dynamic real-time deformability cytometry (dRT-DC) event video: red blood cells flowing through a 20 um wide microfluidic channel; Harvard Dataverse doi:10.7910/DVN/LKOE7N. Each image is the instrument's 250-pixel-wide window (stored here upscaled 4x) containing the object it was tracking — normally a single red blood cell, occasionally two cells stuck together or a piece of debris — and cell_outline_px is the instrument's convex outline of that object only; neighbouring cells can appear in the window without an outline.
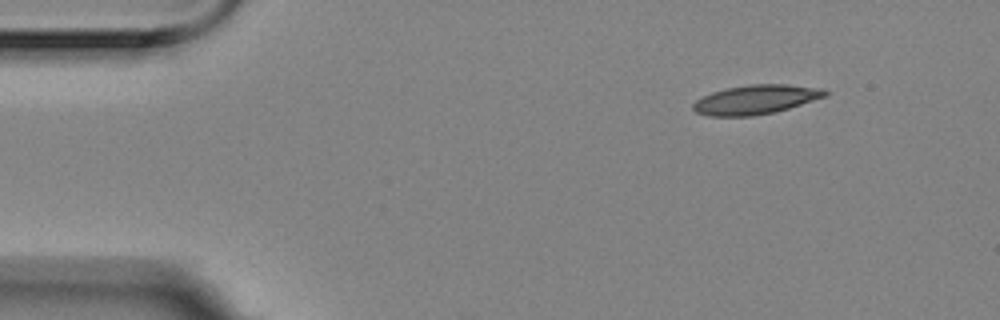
{"species": "Egyptian fruit bat (a non-hibernating species)", "species_latin": "Rousettus aegyptiacus", "temperature_condition": "room temperature", "stored_images_in_passage": 8, "camera_frame_rate_fps": 3000, "um_per_image_px": 0.085, "animal": {"sex": "female"}, "frame": {"image": 1, "passage_image": 1, "time_ms": 0.0, "image_size_px": [1000, 320], "cell_outline_px": [[828, 96], [788, 108], [772, 112], [752, 116], [708, 116], [696, 112], [692, 108], [692, 104], [696, 100], [712, 92], [728, 88], [748, 84], [788, 84], [824, 88], [828, 92]], "centroid_in_image_um": [64.26, 8.45], "position_along_channel_um": 20.7, "area_um2": 22.48}}
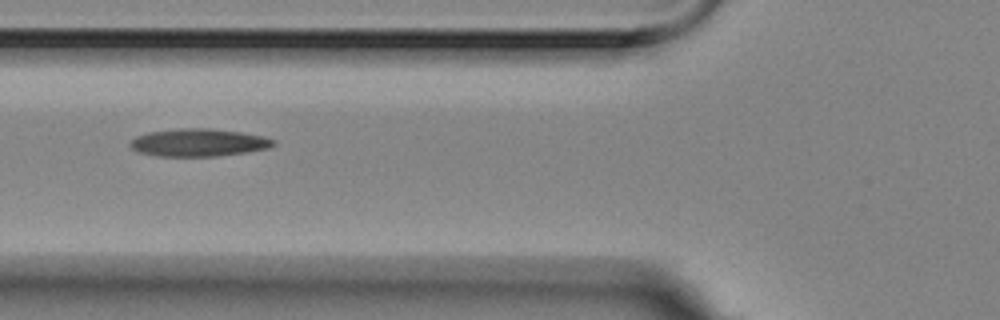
{"frame": {"image": 2, "passage_image": 5, "time_ms": 1.333, "image_size_px": [1000, 320], "cell_outline_px": [[276, 144], [268, 148], [248, 152], [216, 156], [156, 156], [136, 152], [128, 144], [136, 136], [148, 132], [180, 128], [208, 128], [240, 132], [264, 136], [276, 140]], "centroid_in_image_um": [16.87, 12.12], "position_along_channel_um": 108.9, "area_um2": 23.24}}
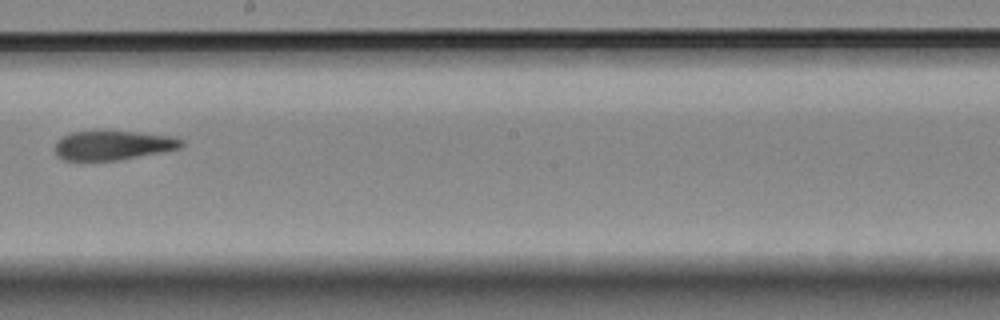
{"frame": {"image": 3, "passage_image": 8, "time_ms": 2.333, "image_size_px": [1000, 320], "cell_outline_px": [[184, 144], [180, 148], [160, 152], [116, 160], [64, 160], [56, 152], [56, 144], [64, 136], [72, 132], [104, 128], [172, 136], [184, 140]], "centroid_in_image_um": [9.63, 12.3], "position_along_channel_um": 238.6, "area_um2": 21.91}}